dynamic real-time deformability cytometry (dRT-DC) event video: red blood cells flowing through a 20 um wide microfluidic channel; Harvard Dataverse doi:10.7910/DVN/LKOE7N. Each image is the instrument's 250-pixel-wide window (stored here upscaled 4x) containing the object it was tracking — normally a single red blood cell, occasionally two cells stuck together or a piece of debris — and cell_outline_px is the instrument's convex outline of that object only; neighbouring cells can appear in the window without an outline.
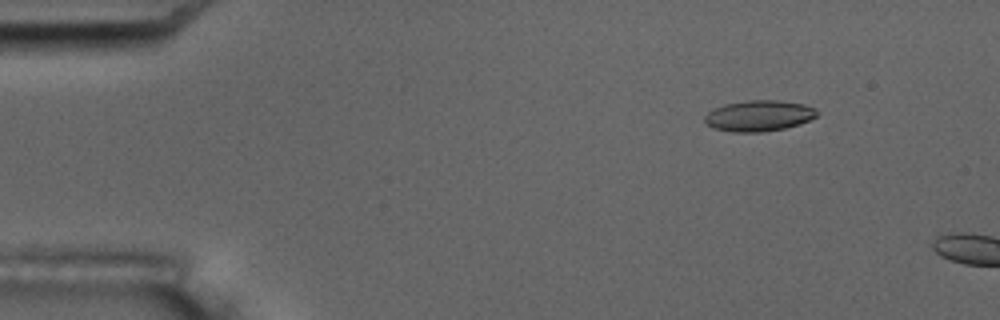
{"species": "common noctule bat (a hibernating species)", "species_latin": "Nyctalus noctula", "temperature_condition": "room temperature", "stored_images_in_passage": 4, "camera_frame_rate_fps": 3000, "um_per_image_px": 0.085, "animal": {"sex": "male", "body_mass_g": 17.5, "forearm_length_mm": 52.3}, "frame": {"image": 1, "passage_image": 3, "time_ms": 2.333, "image_size_px": [1000, 320], "cell_outline_px": [[820, 112], [816, 116], [800, 124], [784, 128], [760, 132], [732, 132], [712, 128], [704, 120], [704, 116], [708, 112], [724, 104], [748, 100], [776, 100], [804, 104], [816, 108]], "centroid_in_image_um": [64.52, 9.84], "position_along_channel_um": 20.5, "area_um2": 20.23}}